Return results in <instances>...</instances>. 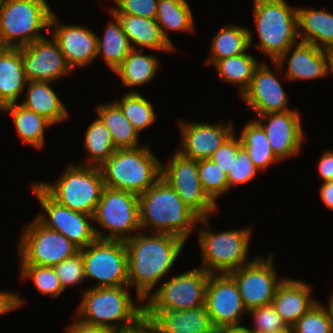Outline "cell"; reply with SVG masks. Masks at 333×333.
Listing matches in <instances>:
<instances>
[{
    "label": "cell",
    "mask_w": 333,
    "mask_h": 333,
    "mask_svg": "<svg viewBox=\"0 0 333 333\" xmlns=\"http://www.w3.org/2000/svg\"><path fill=\"white\" fill-rule=\"evenodd\" d=\"M113 21H109L101 39L97 36V56L103 55L106 64L114 72L133 50L131 43L125 35L122 22L112 13Z\"/></svg>",
    "instance_id": "29"
},
{
    "label": "cell",
    "mask_w": 333,
    "mask_h": 333,
    "mask_svg": "<svg viewBox=\"0 0 333 333\" xmlns=\"http://www.w3.org/2000/svg\"><path fill=\"white\" fill-rule=\"evenodd\" d=\"M242 148L240 138L234 136V132L219 147L210 160L218 165L226 174L232 168L233 162L237 158L238 151Z\"/></svg>",
    "instance_id": "46"
},
{
    "label": "cell",
    "mask_w": 333,
    "mask_h": 333,
    "mask_svg": "<svg viewBox=\"0 0 333 333\" xmlns=\"http://www.w3.org/2000/svg\"><path fill=\"white\" fill-rule=\"evenodd\" d=\"M122 22L125 35L132 44L153 51L176 50L163 36L155 18H144L136 15H117Z\"/></svg>",
    "instance_id": "27"
},
{
    "label": "cell",
    "mask_w": 333,
    "mask_h": 333,
    "mask_svg": "<svg viewBox=\"0 0 333 333\" xmlns=\"http://www.w3.org/2000/svg\"><path fill=\"white\" fill-rule=\"evenodd\" d=\"M1 111L9 112L13 117L15 129L24 143L36 149L42 148L45 142L44 129L53 124L51 121L17 103L7 105Z\"/></svg>",
    "instance_id": "32"
},
{
    "label": "cell",
    "mask_w": 333,
    "mask_h": 333,
    "mask_svg": "<svg viewBox=\"0 0 333 333\" xmlns=\"http://www.w3.org/2000/svg\"><path fill=\"white\" fill-rule=\"evenodd\" d=\"M254 318L251 333H290V328L282 320L272 303L254 308L247 312Z\"/></svg>",
    "instance_id": "42"
},
{
    "label": "cell",
    "mask_w": 333,
    "mask_h": 333,
    "mask_svg": "<svg viewBox=\"0 0 333 333\" xmlns=\"http://www.w3.org/2000/svg\"><path fill=\"white\" fill-rule=\"evenodd\" d=\"M198 172L204 192L216 204V198L229 190L227 174L210 159L198 161Z\"/></svg>",
    "instance_id": "39"
},
{
    "label": "cell",
    "mask_w": 333,
    "mask_h": 333,
    "mask_svg": "<svg viewBox=\"0 0 333 333\" xmlns=\"http://www.w3.org/2000/svg\"><path fill=\"white\" fill-rule=\"evenodd\" d=\"M54 200L69 209L94 216L105 187L99 167L69 165L56 183L37 182Z\"/></svg>",
    "instance_id": "7"
},
{
    "label": "cell",
    "mask_w": 333,
    "mask_h": 333,
    "mask_svg": "<svg viewBox=\"0 0 333 333\" xmlns=\"http://www.w3.org/2000/svg\"><path fill=\"white\" fill-rule=\"evenodd\" d=\"M265 260L258 256L249 264L229 273L237 283L247 311L272 303L278 286L284 280L277 278L272 254Z\"/></svg>",
    "instance_id": "15"
},
{
    "label": "cell",
    "mask_w": 333,
    "mask_h": 333,
    "mask_svg": "<svg viewBox=\"0 0 333 333\" xmlns=\"http://www.w3.org/2000/svg\"><path fill=\"white\" fill-rule=\"evenodd\" d=\"M127 287H92L85 290L76 318L115 333H128L144 317V304L136 306Z\"/></svg>",
    "instance_id": "3"
},
{
    "label": "cell",
    "mask_w": 333,
    "mask_h": 333,
    "mask_svg": "<svg viewBox=\"0 0 333 333\" xmlns=\"http://www.w3.org/2000/svg\"><path fill=\"white\" fill-rule=\"evenodd\" d=\"M205 307L215 329L239 327L245 309L235 280L229 274H210Z\"/></svg>",
    "instance_id": "16"
},
{
    "label": "cell",
    "mask_w": 333,
    "mask_h": 333,
    "mask_svg": "<svg viewBox=\"0 0 333 333\" xmlns=\"http://www.w3.org/2000/svg\"><path fill=\"white\" fill-rule=\"evenodd\" d=\"M158 66L155 55H143L142 50L133 49L114 72L126 87H134L152 81Z\"/></svg>",
    "instance_id": "34"
},
{
    "label": "cell",
    "mask_w": 333,
    "mask_h": 333,
    "mask_svg": "<svg viewBox=\"0 0 333 333\" xmlns=\"http://www.w3.org/2000/svg\"><path fill=\"white\" fill-rule=\"evenodd\" d=\"M253 35L250 30L241 26L226 25L216 33L211 42V57L205 64H214L216 61L237 56L251 47Z\"/></svg>",
    "instance_id": "31"
},
{
    "label": "cell",
    "mask_w": 333,
    "mask_h": 333,
    "mask_svg": "<svg viewBox=\"0 0 333 333\" xmlns=\"http://www.w3.org/2000/svg\"><path fill=\"white\" fill-rule=\"evenodd\" d=\"M27 82L21 47H6L0 53V110L7 105L17 103Z\"/></svg>",
    "instance_id": "25"
},
{
    "label": "cell",
    "mask_w": 333,
    "mask_h": 333,
    "mask_svg": "<svg viewBox=\"0 0 333 333\" xmlns=\"http://www.w3.org/2000/svg\"><path fill=\"white\" fill-rule=\"evenodd\" d=\"M128 333H162L161 330L145 316Z\"/></svg>",
    "instance_id": "50"
},
{
    "label": "cell",
    "mask_w": 333,
    "mask_h": 333,
    "mask_svg": "<svg viewBox=\"0 0 333 333\" xmlns=\"http://www.w3.org/2000/svg\"><path fill=\"white\" fill-rule=\"evenodd\" d=\"M106 187L140 195L160 177L162 163L147 146L116 149L100 167Z\"/></svg>",
    "instance_id": "4"
},
{
    "label": "cell",
    "mask_w": 333,
    "mask_h": 333,
    "mask_svg": "<svg viewBox=\"0 0 333 333\" xmlns=\"http://www.w3.org/2000/svg\"><path fill=\"white\" fill-rule=\"evenodd\" d=\"M239 138L242 147L259 171L280 161L272 152L265 131L255 120L244 126Z\"/></svg>",
    "instance_id": "35"
},
{
    "label": "cell",
    "mask_w": 333,
    "mask_h": 333,
    "mask_svg": "<svg viewBox=\"0 0 333 333\" xmlns=\"http://www.w3.org/2000/svg\"><path fill=\"white\" fill-rule=\"evenodd\" d=\"M241 97L249 109L259 115L290 110L282 84L265 62L256 68L249 87Z\"/></svg>",
    "instance_id": "21"
},
{
    "label": "cell",
    "mask_w": 333,
    "mask_h": 333,
    "mask_svg": "<svg viewBox=\"0 0 333 333\" xmlns=\"http://www.w3.org/2000/svg\"><path fill=\"white\" fill-rule=\"evenodd\" d=\"M156 21L162 36L174 47L166 31L193 32L194 20L186 0H158Z\"/></svg>",
    "instance_id": "33"
},
{
    "label": "cell",
    "mask_w": 333,
    "mask_h": 333,
    "mask_svg": "<svg viewBox=\"0 0 333 333\" xmlns=\"http://www.w3.org/2000/svg\"><path fill=\"white\" fill-rule=\"evenodd\" d=\"M32 190L40 202L44 213L35 217L45 227L63 234L79 249L87 247L97 237L93 216L73 211L54 200L38 183H33Z\"/></svg>",
    "instance_id": "13"
},
{
    "label": "cell",
    "mask_w": 333,
    "mask_h": 333,
    "mask_svg": "<svg viewBox=\"0 0 333 333\" xmlns=\"http://www.w3.org/2000/svg\"><path fill=\"white\" fill-rule=\"evenodd\" d=\"M98 118L111 133L116 149L138 148L139 132L123 115L122 110L113 101L110 104H102L96 107Z\"/></svg>",
    "instance_id": "30"
},
{
    "label": "cell",
    "mask_w": 333,
    "mask_h": 333,
    "mask_svg": "<svg viewBox=\"0 0 333 333\" xmlns=\"http://www.w3.org/2000/svg\"><path fill=\"white\" fill-rule=\"evenodd\" d=\"M320 196L327 208L333 210V181L322 183L320 187Z\"/></svg>",
    "instance_id": "51"
},
{
    "label": "cell",
    "mask_w": 333,
    "mask_h": 333,
    "mask_svg": "<svg viewBox=\"0 0 333 333\" xmlns=\"http://www.w3.org/2000/svg\"><path fill=\"white\" fill-rule=\"evenodd\" d=\"M213 65L220 78L229 83L240 85V95L249 87L256 68L260 65L253 57L245 51L237 56H231L216 61Z\"/></svg>",
    "instance_id": "36"
},
{
    "label": "cell",
    "mask_w": 333,
    "mask_h": 333,
    "mask_svg": "<svg viewBox=\"0 0 333 333\" xmlns=\"http://www.w3.org/2000/svg\"><path fill=\"white\" fill-rule=\"evenodd\" d=\"M251 227L210 232L206 227L199 231V244L202 251L200 268L210 274H229L249 264L247 261ZM216 271V272H215ZM218 272V273H217Z\"/></svg>",
    "instance_id": "8"
},
{
    "label": "cell",
    "mask_w": 333,
    "mask_h": 333,
    "mask_svg": "<svg viewBox=\"0 0 333 333\" xmlns=\"http://www.w3.org/2000/svg\"><path fill=\"white\" fill-rule=\"evenodd\" d=\"M209 277L210 273L200 267L174 275L150 294L144 311H182L205 306Z\"/></svg>",
    "instance_id": "10"
},
{
    "label": "cell",
    "mask_w": 333,
    "mask_h": 333,
    "mask_svg": "<svg viewBox=\"0 0 333 333\" xmlns=\"http://www.w3.org/2000/svg\"><path fill=\"white\" fill-rule=\"evenodd\" d=\"M6 48V46L3 44L2 39L0 37V53Z\"/></svg>",
    "instance_id": "55"
},
{
    "label": "cell",
    "mask_w": 333,
    "mask_h": 333,
    "mask_svg": "<svg viewBox=\"0 0 333 333\" xmlns=\"http://www.w3.org/2000/svg\"><path fill=\"white\" fill-rule=\"evenodd\" d=\"M328 310L331 314V318H332V321H333V294L331 295V297L329 298V301H328Z\"/></svg>",
    "instance_id": "54"
},
{
    "label": "cell",
    "mask_w": 333,
    "mask_h": 333,
    "mask_svg": "<svg viewBox=\"0 0 333 333\" xmlns=\"http://www.w3.org/2000/svg\"><path fill=\"white\" fill-rule=\"evenodd\" d=\"M79 251L86 279L99 282L95 288L128 285V252L124 241L96 239Z\"/></svg>",
    "instance_id": "11"
},
{
    "label": "cell",
    "mask_w": 333,
    "mask_h": 333,
    "mask_svg": "<svg viewBox=\"0 0 333 333\" xmlns=\"http://www.w3.org/2000/svg\"><path fill=\"white\" fill-rule=\"evenodd\" d=\"M293 48L294 50H292ZM287 55L290 57L288 68L285 70V78L288 80H313L328 75L327 55L324 49L300 41L295 46H291L276 61H273L277 70L282 69Z\"/></svg>",
    "instance_id": "22"
},
{
    "label": "cell",
    "mask_w": 333,
    "mask_h": 333,
    "mask_svg": "<svg viewBox=\"0 0 333 333\" xmlns=\"http://www.w3.org/2000/svg\"><path fill=\"white\" fill-rule=\"evenodd\" d=\"M21 234L18 244L20 265L54 267L80 250L63 234L45 227L36 218Z\"/></svg>",
    "instance_id": "12"
},
{
    "label": "cell",
    "mask_w": 333,
    "mask_h": 333,
    "mask_svg": "<svg viewBox=\"0 0 333 333\" xmlns=\"http://www.w3.org/2000/svg\"><path fill=\"white\" fill-rule=\"evenodd\" d=\"M20 276L22 279L31 278L38 291L44 295L56 298L64 291L54 267L20 265Z\"/></svg>",
    "instance_id": "41"
},
{
    "label": "cell",
    "mask_w": 333,
    "mask_h": 333,
    "mask_svg": "<svg viewBox=\"0 0 333 333\" xmlns=\"http://www.w3.org/2000/svg\"><path fill=\"white\" fill-rule=\"evenodd\" d=\"M139 221L141 230L150 227L154 233L171 234L185 241L196 223L209 225V219H199L163 177L139 195Z\"/></svg>",
    "instance_id": "2"
},
{
    "label": "cell",
    "mask_w": 333,
    "mask_h": 333,
    "mask_svg": "<svg viewBox=\"0 0 333 333\" xmlns=\"http://www.w3.org/2000/svg\"><path fill=\"white\" fill-rule=\"evenodd\" d=\"M259 171L248 156L246 150L242 147L237 154L232 168L227 174L229 190L235 185L246 184L252 180Z\"/></svg>",
    "instance_id": "44"
},
{
    "label": "cell",
    "mask_w": 333,
    "mask_h": 333,
    "mask_svg": "<svg viewBox=\"0 0 333 333\" xmlns=\"http://www.w3.org/2000/svg\"><path fill=\"white\" fill-rule=\"evenodd\" d=\"M317 168L323 182L333 181V150L323 153Z\"/></svg>",
    "instance_id": "47"
},
{
    "label": "cell",
    "mask_w": 333,
    "mask_h": 333,
    "mask_svg": "<svg viewBox=\"0 0 333 333\" xmlns=\"http://www.w3.org/2000/svg\"><path fill=\"white\" fill-rule=\"evenodd\" d=\"M300 41L327 50L333 48V14L326 10L297 8ZM301 29V30H300ZM304 32V33H303Z\"/></svg>",
    "instance_id": "26"
},
{
    "label": "cell",
    "mask_w": 333,
    "mask_h": 333,
    "mask_svg": "<svg viewBox=\"0 0 333 333\" xmlns=\"http://www.w3.org/2000/svg\"><path fill=\"white\" fill-rule=\"evenodd\" d=\"M161 177L199 219L209 218L217 209V204L208 197L201 186L197 160L187 158L176 151L166 167L162 165Z\"/></svg>",
    "instance_id": "14"
},
{
    "label": "cell",
    "mask_w": 333,
    "mask_h": 333,
    "mask_svg": "<svg viewBox=\"0 0 333 333\" xmlns=\"http://www.w3.org/2000/svg\"><path fill=\"white\" fill-rule=\"evenodd\" d=\"M54 269L64 291L68 286L79 284L86 279L84 261L80 251L56 264Z\"/></svg>",
    "instance_id": "43"
},
{
    "label": "cell",
    "mask_w": 333,
    "mask_h": 333,
    "mask_svg": "<svg viewBox=\"0 0 333 333\" xmlns=\"http://www.w3.org/2000/svg\"><path fill=\"white\" fill-rule=\"evenodd\" d=\"M290 333H333V321L328 308L317 302L290 328Z\"/></svg>",
    "instance_id": "40"
},
{
    "label": "cell",
    "mask_w": 333,
    "mask_h": 333,
    "mask_svg": "<svg viewBox=\"0 0 333 333\" xmlns=\"http://www.w3.org/2000/svg\"><path fill=\"white\" fill-rule=\"evenodd\" d=\"M136 234L124 241L128 252V286L136 287L137 299L144 303L172 268L186 241L166 233Z\"/></svg>",
    "instance_id": "1"
},
{
    "label": "cell",
    "mask_w": 333,
    "mask_h": 333,
    "mask_svg": "<svg viewBox=\"0 0 333 333\" xmlns=\"http://www.w3.org/2000/svg\"><path fill=\"white\" fill-rule=\"evenodd\" d=\"M93 222H97L96 224L110 232V234H103L94 228L97 239L121 241L129 239L131 231H141L139 195L105 186L94 213Z\"/></svg>",
    "instance_id": "9"
},
{
    "label": "cell",
    "mask_w": 333,
    "mask_h": 333,
    "mask_svg": "<svg viewBox=\"0 0 333 333\" xmlns=\"http://www.w3.org/2000/svg\"><path fill=\"white\" fill-rule=\"evenodd\" d=\"M84 146L90 154L86 165L96 167H100L116 150L110 131L98 117L87 128Z\"/></svg>",
    "instance_id": "37"
},
{
    "label": "cell",
    "mask_w": 333,
    "mask_h": 333,
    "mask_svg": "<svg viewBox=\"0 0 333 333\" xmlns=\"http://www.w3.org/2000/svg\"><path fill=\"white\" fill-rule=\"evenodd\" d=\"M72 324L67 328V333H115L112 330L100 326L86 324L75 318Z\"/></svg>",
    "instance_id": "49"
},
{
    "label": "cell",
    "mask_w": 333,
    "mask_h": 333,
    "mask_svg": "<svg viewBox=\"0 0 333 333\" xmlns=\"http://www.w3.org/2000/svg\"><path fill=\"white\" fill-rule=\"evenodd\" d=\"M162 333H215L205 306L182 311H144Z\"/></svg>",
    "instance_id": "24"
},
{
    "label": "cell",
    "mask_w": 333,
    "mask_h": 333,
    "mask_svg": "<svg viewBox=\"0 0 333 333\" xmlns=\"http://www.w3.org/2000/svg\"><path fill=\"white\" fill-rule=\"evenodd\" d=\"M23 300L14 293L0 292V315L13 311L23 305Z\"/></svg>",
    "instance_id": "48"
},
{
    "label": "cell",
    "mask_w": 333,
    "mask_h": 333,
    "mask_svg": "<svg viewBox=\"0 0 333 333\" xmlns=\"http://www.w3.org/2000/svg\"><path fill=\"white\" fill-rule=\"evenodd\" d=\"M254 17L259 43L254 44L276 61L291 46L297 43V7L285 0H254Z\"/></svg>",
    "instance_id": "5"
},
{
    "label": "cell",
    "mask_w": 333,
    "mask_h": 333,
    "mask_svg": "<svg viewBox=\"0 0 333 333\" xmlns=\"http://www.w3.org/2000/svg\"><path fill=\"white\" fill-rule=\"evenodd\" d=\"M232 122L216 125L179 121L182 147L178 150L183 156L203 160L210 159L226 139L234 132ZM227 125V126H225Z\"/></svg>",
    "instance_id": "20"
},
{
    "label": "cell",
    "mask_w": 333,
    "mask_h": 333,
    "mask_svg": "<svg viewBox=\"0 0 333 333\" xmlns=\"http://www.w3.org/2000/svg\"><path fill=\"white\" fill-rule=\"evenodd\" d=\"M215 333H251L247 327H224L215 329Z\"/></svg>",
    "instance_id": "52"
},
{
    "label": "cell",
    "mask_w": 333,
    "mask_h": 333,
    "mask_svg": "<svg viewBox=\"0 0 333 333\" xmlns=\"http://www.w3.org/2000/svg\"><path fill=\"white\" fill-rule=\"evenodd\" d=\"M44 37L21 47V58L26 78L31 81L53 82L69 73L64 54L58 43Z\"/></svg>",
    "instance_id": "17"
},
{
    "label": "cell",
    "mask_w": 333,
    "mask_h": 333,
    "mask_svg": "<svg viewBox=\"0 0 333 333\" xmlns=\"http://www.w3.org/2000/svg\"><path fill=\"white\" fill-rule=\"evenodd\" d=\"M327 55V74L333 73V48L326 50Z\"/></svg>",
    "instance_id": "53"
},
{
    "label": "cell",
    "mask_w": 333,
    "mask_h": 333,
    "mask_svg": "<svg viewBox=\"0 0 333 333\" xmlns=\"http://www.w3.org/2000/svg\"><path fill=\"white\" fill-rule=\"evenodd\" d=\"M298 111L268 113L255 120L265 131L274 155L281 161L301 150L304 131ZM267 122L263 124V120Z\"/></svg>",
    "instance_id": "18"
},
{
    "label": "cell",
    "mask_w": 333,
    "mask_h": 333,
    "mask_svg": "<svg viewBox=\"0 0 333 333\" xmlns=\"http://www.w3.org/2000/svg\"><path fill=\"white\" fill-rule=\"evenodd\" d=\"M114 102L139 134L156 120V113L151 103L137 91L131 90L120 101L115 100Z\"/></svg>",
    "instance_id": "38"
},
{
    "label": "cell",
    "mask_w": 333,
    "mask_h": 333,
    "mask_svg": "<svg viewBox=\"0 0 333 333\" xmlns=\"http://www.w3.org/2000/svg\"><path fill=\"white\" fill-rule=\"evenodd\" d=\"M27 84V96L21 103L22 106L46 117L53 125L66 120L68 111L53 91L50 82L28 80Z\"/></svg>",
    "instance_id": "28"
},
{
    "label": "cell",
    "mask_w": 333,
    "mask_h": 333,
    "mask_svg": "<svg viewBox=\"0 0 333 333\" xmlns=\"http://www.w3.org/2000/svg\"><path fill=\"white\" fill-rule=\"evenodd\" d=\"M116 8L109 12L115 15H136L144 18H156L158 0H114Z\"/></svg>",
    "instance_id": "45"
},
{
    "label": "cell",
    "mask_w": 333,
    "mask_h": 333,
    "mask_svg": "<svg viewBox=\"0 0 333 333\" xmlns=\"http://www.w3.org/2000/svg\"><path fill=\"white\" fill-rule=\"evenodd\" d=\"M52 14L46 0H1L0 37L3 44L19 48L44 38L39 31H49Z\"/></svg>",
    "instance_id": "6"
},
{
    "label": "cell",
    "mask_w": 333,
    "mask_h": 333,
    "mask_svg": "<svg viewBox=\"0 0 333 333\" xmlns=\"http://www.w3.org/2000/svg\"><path fill=\"white\" fill-rule=\"evenodd\" d=\"M311 290L309 284L286 277L278 286L272 304L289 328L318 302Z\"/></svg>",
    "instance_id": "23"
},
{
    "label": "cell",
    "mask_w": 333,
    "mask_h": 333,
    "mask_svg": "<svg viewBox=\"0 0 333 333\" xmlns=\"http://www.w3.org/2000/svg\"><path fill=\"white\" fill-rule=\"evenodd\" d=\"M54 27L52 37L58 43L68 66L73 69L90 65L97 57V35L90 28L58 23L53 13L49 28ZM56 28V29H55Z\"/></svg>",
    "instance_id": "19"
}]
</instances>
